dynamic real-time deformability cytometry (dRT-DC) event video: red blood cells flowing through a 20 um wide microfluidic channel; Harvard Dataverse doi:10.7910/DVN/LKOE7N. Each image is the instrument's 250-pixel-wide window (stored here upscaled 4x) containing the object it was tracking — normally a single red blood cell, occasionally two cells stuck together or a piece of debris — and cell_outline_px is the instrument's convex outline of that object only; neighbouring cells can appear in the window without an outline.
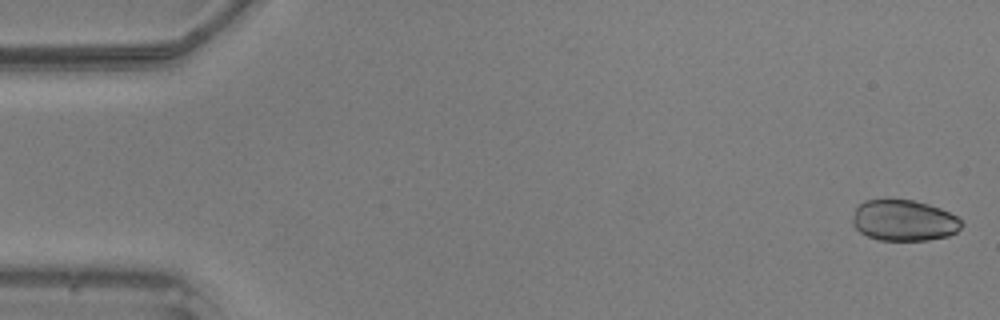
{"species": "common noctule bat (a hibernating species)", "species_latin": "Nyctalus noctula", "temperature_condition": "warm", "stored_images_in_passage": 48, "camera_frame_rate_fps": 3000, "um_per_image_px": 0.085, "animal": {"sex": "male", "body_mass_g": 20.5, "forearm_length_mm": 52.5}, "frame": {"image": 1, "passage_image": 1, "time_ms": 0.0, "image_size_px": [1000, 320], "cell_outline_px": [[964, 224], [956, 232], [948, 236], [928, 240], [880, 240], [868, 236], [860, 232], [852, 224], [852, 220], [856, 208], [864, 200], [912, 200], [928, 204], [940, 208], [956, 216]], "centroid_in_image_um": [76.84, 18.74], "position_along_channel_um": 8.2, "area_um2": 25.89}}
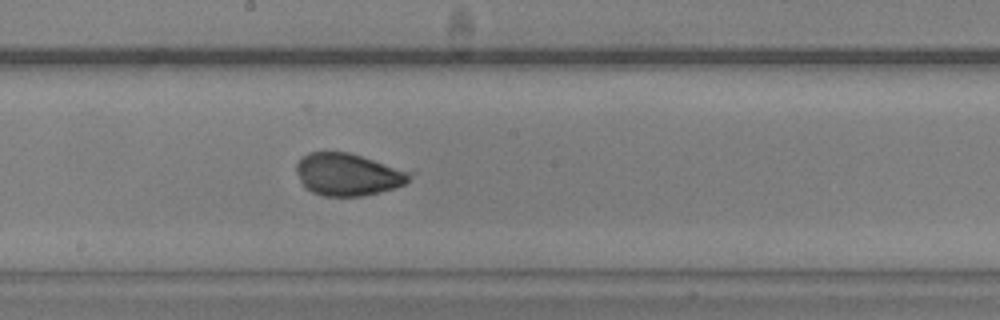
{"frame": {"image": 2, "passage_image": 26, "time_ms": 8.333, "image_size_px": [1000, 320], "cell_outline_px": [[416, 172], [404, 184], [380, 192], [360, 196], [324, 196], [312, 192], [300, 180], [296, 172], [296, 164], [308, 152], [348, 152]], "centroid_in_image_um": [29.61, 14.82], "position_along_channel_um": 218.6, "area_um2": 27.86}}
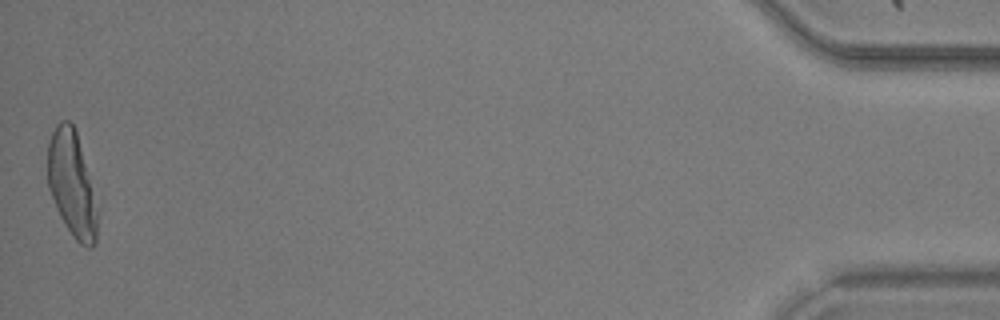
{"frame": {"image": 3, "passage_image": 48, "time_ms": 15.667, "image_size_px": [1000, 320], "cell_outline_px": [[96, 244], [92, 248], [88, 248], [80, 244], [72, 236], [64, 224], [56, 208], [48, 188], [48, 144], [52, 132], [56, 124], [60, 120], [68, 120], [72, 124], [76, 132], [96, 212]], "centroid_in_image_um": [6.04, 15.68], "position_along_channel_um": 429.2, "area_um2": 29.36}}